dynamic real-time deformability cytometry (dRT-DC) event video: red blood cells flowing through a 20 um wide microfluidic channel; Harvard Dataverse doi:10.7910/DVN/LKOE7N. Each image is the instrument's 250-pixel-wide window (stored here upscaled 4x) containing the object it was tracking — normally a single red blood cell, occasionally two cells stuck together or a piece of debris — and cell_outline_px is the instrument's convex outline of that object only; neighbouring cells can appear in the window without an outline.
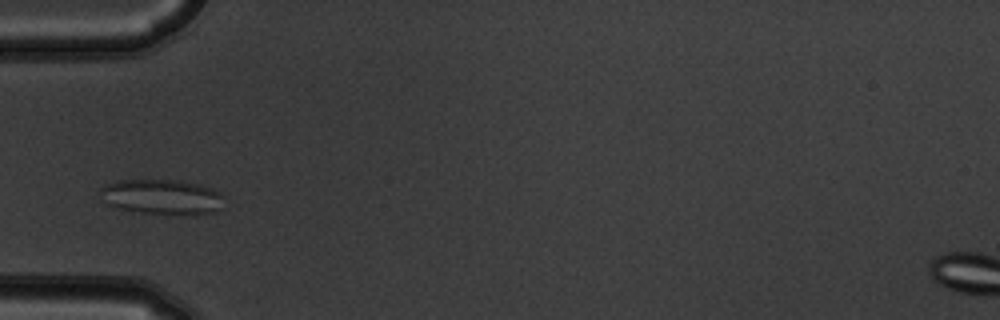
{"species": "common noctule bat (a hibernating species)", "species_latin": "Nyctalus noctula", "temperature_condition": "warm", "stored_images_in_passage": 9, "camera_frame_rate_fps": 3000, "um_per_image_px": 0.085, "animal": {"sex": "male", "body_mass_g": 19.5, "forearm_length_mm": 54.6}, "frame": {"image": 1, "passage_image": 3, "time_ms": 0.667, "image_size_px": [1000, 320], "cell_outline_px": [[224, 196], [216, 212], [140, 212], [120, 208], [104, 204], [100, 188], [104, 184], [116, 180], [180, 180], [212, 188], [220, 192]], "centroid_in_image_um": [13.68, 16.68], "position_along_channel_um": 71.3, "area_um2": 24.51}}
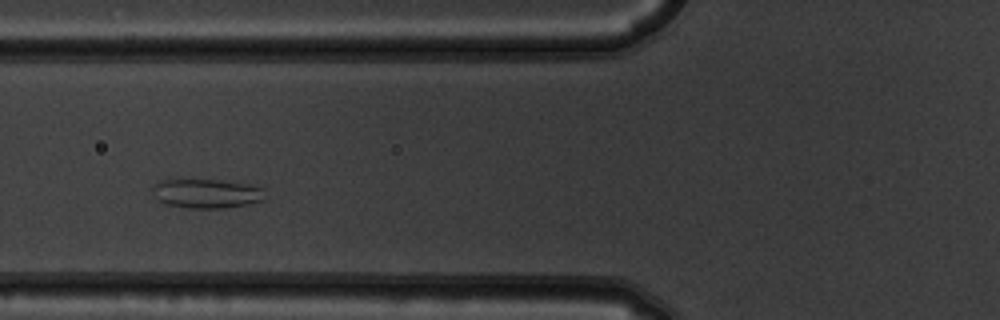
{"frame": {"image": 2, "passage_image": 4, "time_ms": 1.0, "image_size_px": [1000, 320], "cell_outline_px": [[264, 200], [248, 204], [224, 208], [188, 208], [168, 204], [156, 200], [152, 188], [160, 180], [220, 180], [248, 184], [264, 188]], "centroid_in_image_um": [17.58, 16.45], "position_along_channel_um": 108.2, "area_um2": 19.07}}
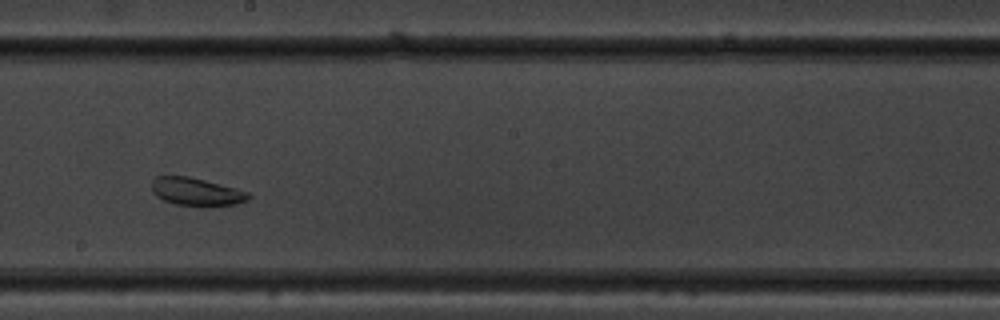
{"frame": {"image": 3, "passage_image": 7, "time_ms": 2.0, "image_size_px": [1000, 320], "cell_outline_px": [[252, 196], [248, 200], [236, 204], [176, 204], [164, 200], [156, 196], [152, 192], [152, 180], [156, 176], [188, 176], [236, 188], [248, 192]], "centroid_in_image_um": [16.67, 16.26], "position_along_channel_um": 231.5, "area_um2": 15.2}}